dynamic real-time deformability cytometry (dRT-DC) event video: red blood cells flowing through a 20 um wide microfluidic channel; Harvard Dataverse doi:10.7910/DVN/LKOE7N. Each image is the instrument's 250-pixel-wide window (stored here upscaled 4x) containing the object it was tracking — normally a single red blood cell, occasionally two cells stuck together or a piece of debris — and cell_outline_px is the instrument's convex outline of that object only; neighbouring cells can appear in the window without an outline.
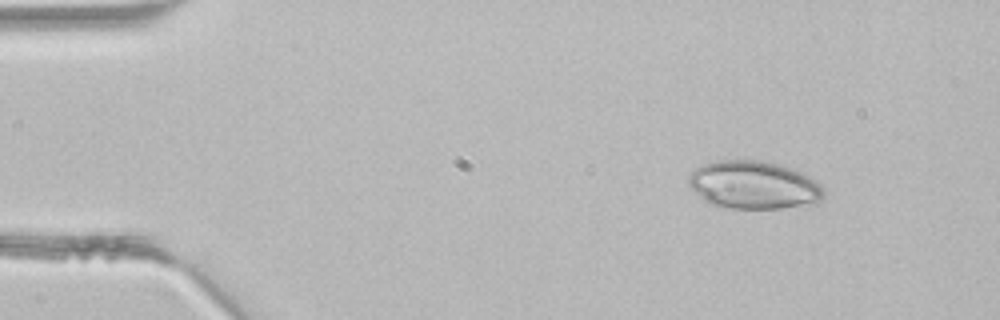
{"species": "common noctule bat (a hibernating species)", "species_latin": "Nyctalus noctula", "temperature_condition": "room temperature", "stored_images_in_passage": 3, "camera_frame_rate_fps": 3000, "um_per_image_px": 0.085, "animal": {"sex": "male", "body_mass_g": 21.5, "forearm_length_mm": 52.0}, "frame": {"image": 1, "passage_image": 1, "time_ms": 0.0, "image_size_px": [1000, 320], "cell_outline_px": [[824, 196], [820, 204], [780, 208], [732, 208], [712, 204], [704, 200], [688, 184], [688, 176], [696, 168], [704, 164], [716, 160], [744, 156], [780, 164], [792, 168], [816, 180], [824, 188]], "centroid_in_image_um": [64.1, 15.68], "position_along_channel_um": 20.9, "area_um2": 38.73}}